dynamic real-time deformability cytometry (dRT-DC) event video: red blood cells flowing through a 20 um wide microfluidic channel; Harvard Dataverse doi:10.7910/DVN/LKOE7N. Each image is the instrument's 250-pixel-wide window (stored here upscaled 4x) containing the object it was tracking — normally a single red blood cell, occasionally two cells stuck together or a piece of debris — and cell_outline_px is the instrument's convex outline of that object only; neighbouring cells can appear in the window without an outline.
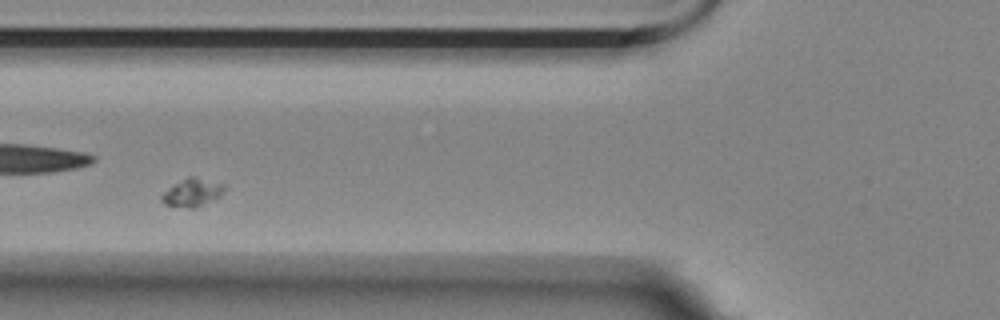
{"species": "Egyptian fruit bat (a non-hibernating species)", "species_latin": "Rousettus aegyptiacus", "temperature_condition": "room temperature", "stored_images_in_passage": 59, "camera_frame_rate_fps": 3000, "um_per_image_px": 0.085, "animal": {"sex": "female"}, "frame": {"image": 1, "passage_image": 21, "time_ms": 6.667, "image_size_px": [1000, 320], "cell_outline_px": [[224, 192], [220, 196], [196, 208], [188, 208], [164, 204], [160, 200], [160, 196], [172, 184], [188, 176], [196, 176], [224, 184]], "centroid_in_image_um": [16.32, 16.35], "position_along_channel_um": 109.5, "area_um2": 10.35}}
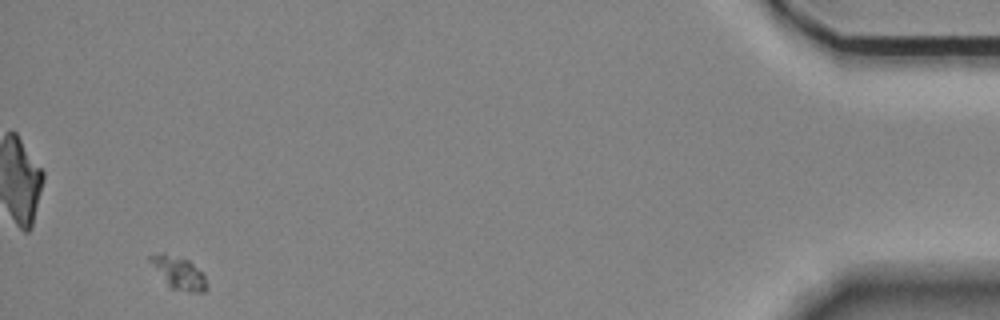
{"frame": {"image": 2, "passage_image": 56, "time_ms": 18.333, "image_size_px": [1000, 320], "cell_outline_px": [[208, 288], [204, 292], [188, 292], [168, 288], [148, 260], [148, 256], [164, 252], [188, 260], [204, 276]], "centroid_in_image_um": [15.15, 23.21], "position_along_channel_um": 420.1, "area_um2": 10.75}}